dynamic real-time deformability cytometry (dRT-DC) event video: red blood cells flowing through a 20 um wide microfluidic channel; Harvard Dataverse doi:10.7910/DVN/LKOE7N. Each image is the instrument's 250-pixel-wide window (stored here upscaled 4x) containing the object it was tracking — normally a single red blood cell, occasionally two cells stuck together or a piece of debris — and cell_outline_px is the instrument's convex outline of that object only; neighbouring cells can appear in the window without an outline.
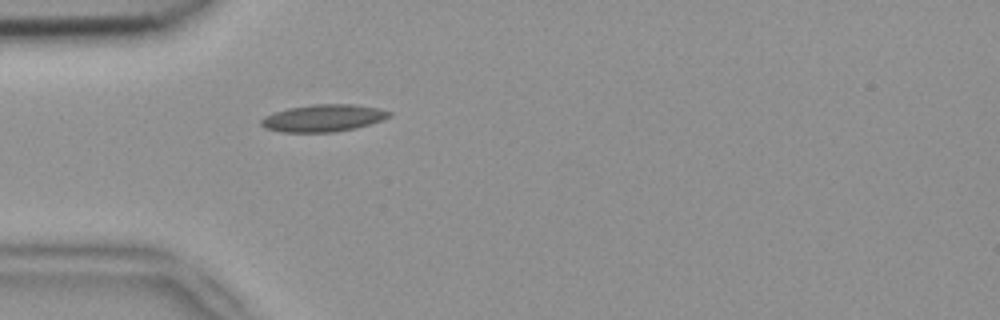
{"species": "common noctule bat (a hibernating species)", "species_latin": "Nyctalus noctula", "temperature_condition": "room temperature", "stored_images_in_passage": 1, "camera_frame_rate_fps": 3000, "um_per_image_px": 0.085, "animal": {"sex": "female", "body_mass_g": 18.4}, "frame": {"image": 1, "passage_image": 1, "time_ms": 0.0, "image_size_px": [1000, 320], "cell_outline_px": [[392, 116], [356, 128], [332, 132], [280, 132], [264, 128], [260, 124], [260, 120], [264, 116], [288, 108], [312, 104], [352, 104], [376, 108], [392, 112]], "centroid_in_image_um": [27.44, 10.04], "position_along_channel_um": 57.6, "area_um2": 20.17}}